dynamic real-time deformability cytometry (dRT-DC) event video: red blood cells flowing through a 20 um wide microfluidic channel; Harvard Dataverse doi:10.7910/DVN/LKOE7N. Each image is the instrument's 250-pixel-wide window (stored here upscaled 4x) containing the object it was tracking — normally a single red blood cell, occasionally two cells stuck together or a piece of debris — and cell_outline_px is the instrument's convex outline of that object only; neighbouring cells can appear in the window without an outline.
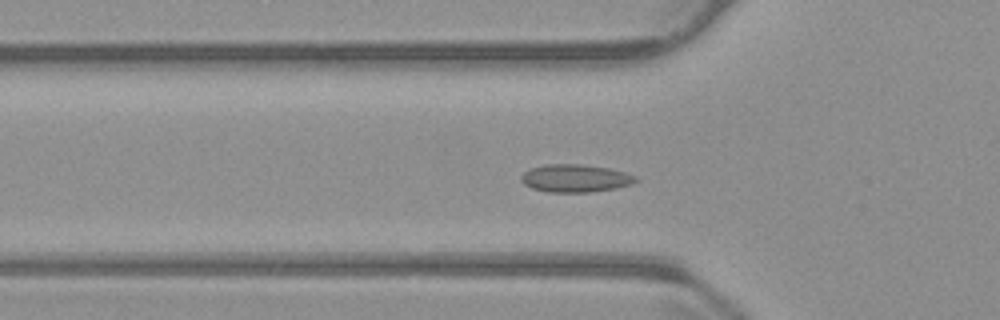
{"species": "common noctule bat (a hibernating species)", "species_latin": "Nyctalus noctula", "temperature_condition": "warm", "stored_images_in_passage": 57, "camera_frame_rate_fps": 3000, "um_per_image_px": 0.085, "animal": {"sex": "male", "body_mass_g": 23.1, "forearm_length_mm": 52.7}, "frame": {"image": 1, "passage_image": 19, "time_ms": 6.0, "image_size_px": [1000, 320], "cell_outline_px": [[640, 180], [632, 184], [616, 188], [592, 192], [548, 192], [532, 188], [524, 184], [520, 180], [520, 176], [524, 172], [532, 168], [544, 164], [580, 164], [608, 168], [624, 172], [636, 176]], "centroid_in_image_um": [48.91, 15.15], "position_along_channel_um": 76.9, "area_um2": 18.61}}
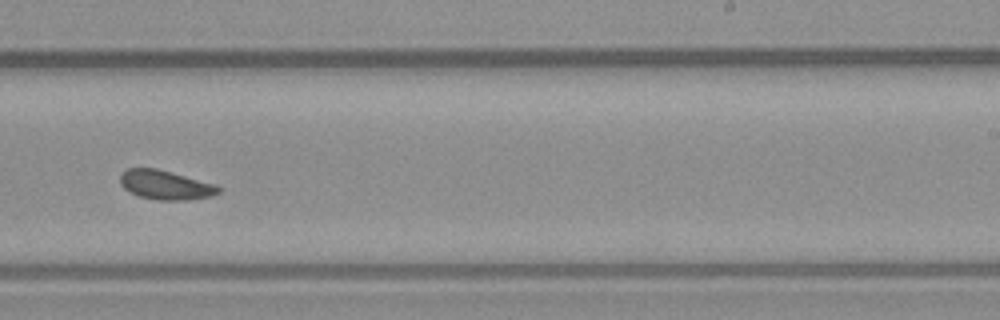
{"frame": {"image": 2, "passage_image": 35, "time_ms": 11.333, "image_size_px": [1000, 320], "cell_outline_px": [[220, 192], [212, 196], [184, 200], [156, 200], [140, 196], [124, 188], [120, 184], [120, 172], [128, 168], [156, 168], [216, 184], [220, 188]], "centroid_in_image_um": [14.06, 15.71], "position_along_channel_um": 274.9, "area_um2": 16.7}}
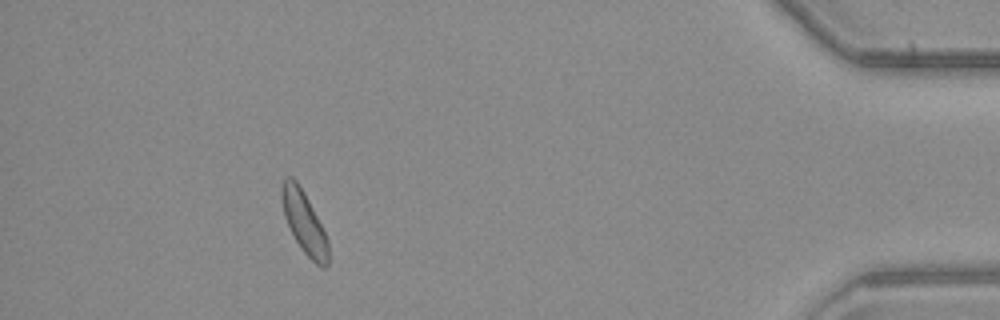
{"frame": {"image": 3, "passage_image": 51, "time_ms": 16.667, "image_size_px": [1000, 320], "cell_outline_px": [[328, 264], [324, 268], [320, 268], [300, 248], [284, 216], [280, 196], [280, 184], [284, 176], [292, 176], [296, 180], [304, 192], [328, 240]], "centroid_in_image_um": [25.81, 18.86], "position_along_channel_um": 409.4, "area_um2": 16.76}}